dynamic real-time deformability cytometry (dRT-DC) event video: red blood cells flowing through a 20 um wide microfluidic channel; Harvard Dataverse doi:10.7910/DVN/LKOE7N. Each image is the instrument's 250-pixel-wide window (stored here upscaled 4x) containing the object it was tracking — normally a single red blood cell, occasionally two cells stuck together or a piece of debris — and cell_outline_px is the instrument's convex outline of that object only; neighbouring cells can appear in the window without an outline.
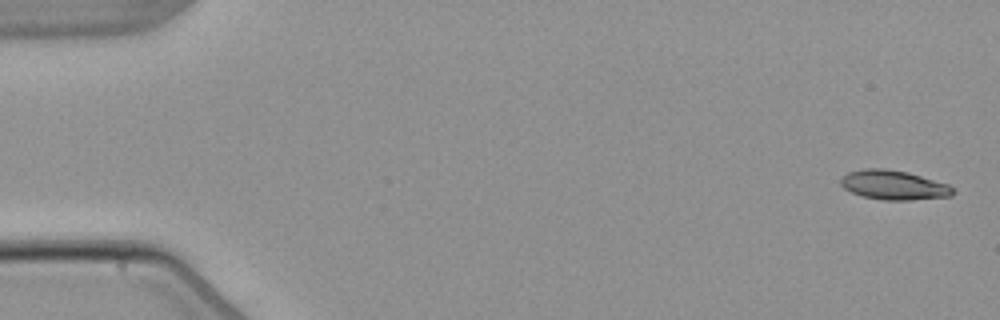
{"species": "common noctule bat (a hibernating species)", "species_latin": "Nyctalus noctula", "temperature_condition": "warm", "stored_images_in_passage": 4, "camera_frame_rate_fps": 3000, "um_per_image_px": 0.085, "animal": {"sex": "male", "body_mass_g": 21.5, "forearm_length_mm": 52.0}, "frame": {"image": 1, "passage_image": 1, "time_ms": 0.0, "image_size_px": [1000, 320], "cell_outline_px": [[956, 192], [952, 196], [908, 200], [884, 200], [864, 196], [852, 192], [844, 188], [840, 184], [840, 180], [848, 172], [864, 168], [884, 168], [908, 172], [948, 184]], "centroid_in_image_um": [75.97, 15.72], "position_along_channel_um": 9.0, "area_um2": 19.13}}
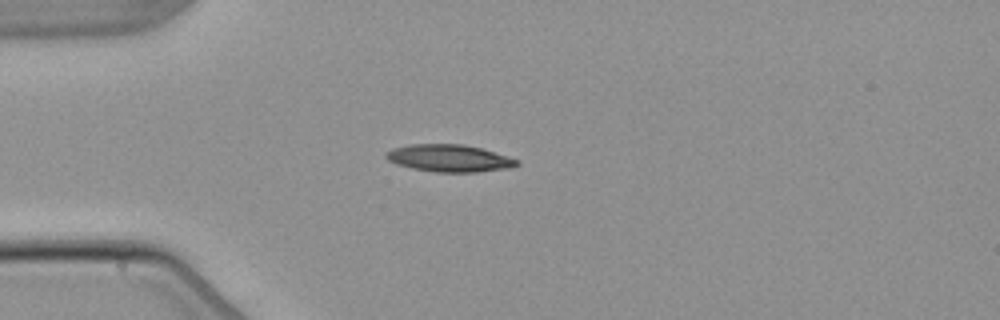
{"frame": {"image": 2, "passage_image": 4, "time_ms": 4.333, "image_size_px": [1000, 320], "cell_outline_px": [[520, 164], [512, 168], [476, 172], [436, 172], [412, 168], [396, 164], [388, 160], [384, 156], [384, 152], [392, 148], [412, 144], [464, 144], [480, 148], [520, 160]], "centroid_in_image_um": [38.18, 13.45], "position_along_channel_um": 46.8, "area_um2": 20.87}}